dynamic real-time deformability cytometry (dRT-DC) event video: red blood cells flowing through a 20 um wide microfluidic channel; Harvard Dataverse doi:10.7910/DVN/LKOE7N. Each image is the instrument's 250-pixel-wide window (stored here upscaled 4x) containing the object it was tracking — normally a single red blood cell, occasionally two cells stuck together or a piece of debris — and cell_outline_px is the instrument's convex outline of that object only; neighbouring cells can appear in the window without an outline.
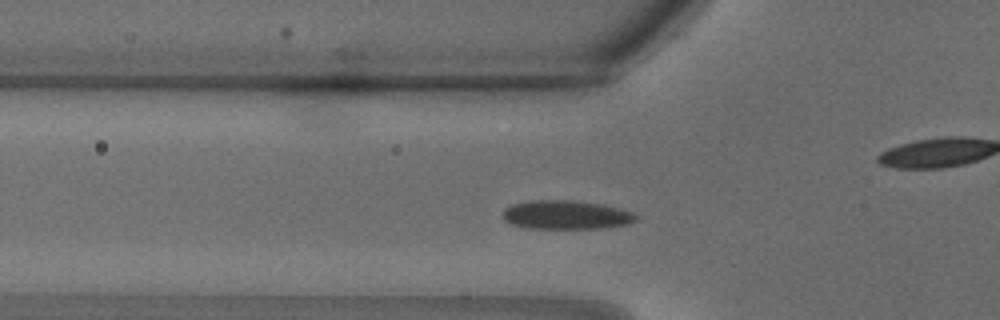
{"species": "common noctule bat (a hibernating species)", "species_latin": "Nyctalus noctula", "temperature_condition": "warm", "stored_images_in_passage": 7, "camera_frame_rate_fps": 3000, "um_per_image_px": 0.085, "animal": {"sex": "male", "body_mass_g": 18.8}, "frame": {"image": 1, "passage_image": 5, "time_ms": 1.333, "image_size_px": [1000, 320], "cell_outline_px": [[640, 216], [636, 220], [628, 224], [604, 228], [524, 228], [512, 224], [504, 220], [504, 208], [512, 204], [528, 200], [572, 200], [600, 204], [620, 208], [632, 212]], "centroid_in_image_um": [48.13, 18.26], "position_along_channel_um": 77.7, "area_um2": 22.48}}